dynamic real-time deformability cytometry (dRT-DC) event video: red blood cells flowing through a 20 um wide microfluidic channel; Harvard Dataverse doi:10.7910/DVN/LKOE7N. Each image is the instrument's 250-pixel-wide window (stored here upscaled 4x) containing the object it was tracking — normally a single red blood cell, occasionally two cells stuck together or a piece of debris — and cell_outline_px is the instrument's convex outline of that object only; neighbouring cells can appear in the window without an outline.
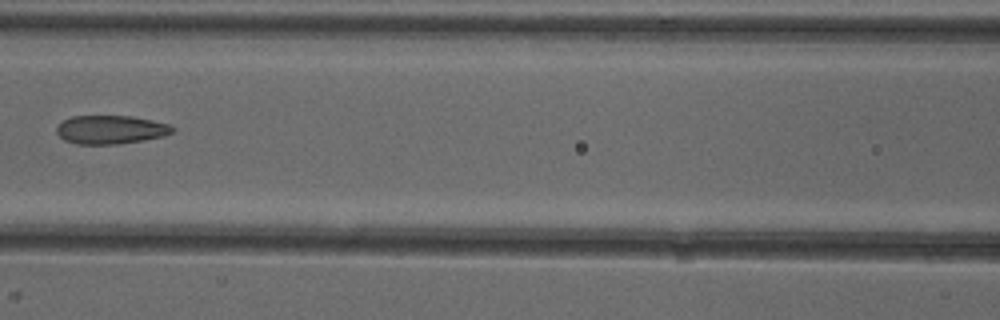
{"species": "common noctule bat (a hibernating species)", "species_latin": "Nyctalus noctula", "temperature_condition": "cold", "stored_images_in_passage": 7, "camera_frame_rate_fps": 3000, "um_per_image_px": 0.085, "animal": {"sex": "female"}, "frame": {"image": 1, "passage_image": 7, "time_ms": 7.333, "image_size_px": [1000, 320], "cell_outline_px": [[176, 128], [172, 132], [164, 136], [144, 140], [116, 144], [76, 144], [64, 140], [56, 132], [56, 128], [64, 120], [72, 116], [132, 116], [172, 124]], "centroid_in_image_um": [9.44, 11.02], "position_along_channel_um": 157.2, "area_um2": 19.36}}